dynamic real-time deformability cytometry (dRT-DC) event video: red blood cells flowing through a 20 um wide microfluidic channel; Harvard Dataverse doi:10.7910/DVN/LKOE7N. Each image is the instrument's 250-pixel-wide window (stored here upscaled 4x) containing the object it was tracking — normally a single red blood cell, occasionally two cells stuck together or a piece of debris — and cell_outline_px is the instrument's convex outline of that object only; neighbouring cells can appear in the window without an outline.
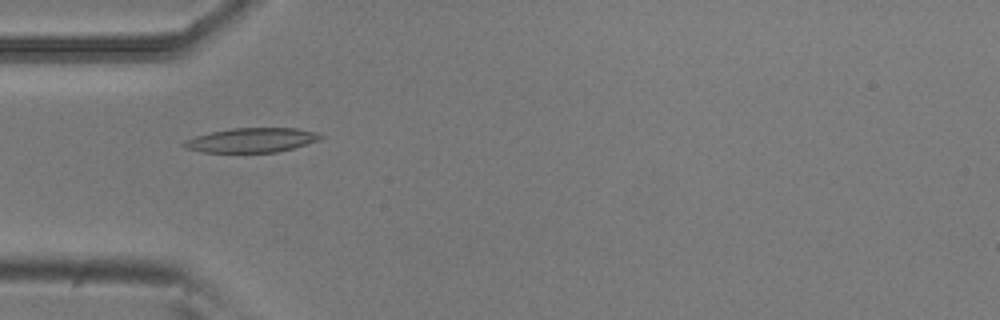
{"species": "common noctule bat (a hibernating species)", "species_latin": "Nyctalus noctula", "temperature_condition": "room temperature", "stored_images_in_passage": 46, "camera_frame_rate_fps": 3000, "um_per_image_px": 0.085, "animal": {"sex": "male", "body_mass_g": 20.5, "forearm_length_mm": 52.5}, "frame": {"image": 1, "passage_image": 9, "time_ms": 2.667, "image_size_px": [1000, 320], "cell_outline_px": [[324, 136], [320, 140], [292, 148], [276, 152], [204, 152], [184, 148], [180, 144], [184, 140], [196, 136], [212, 132], [232, 128], [296, 128], [316, 132]], "centroid_in_image_um": [21.37, 11.91], "position_along_channel_um": 63.6, "area_um2": 19.36}}
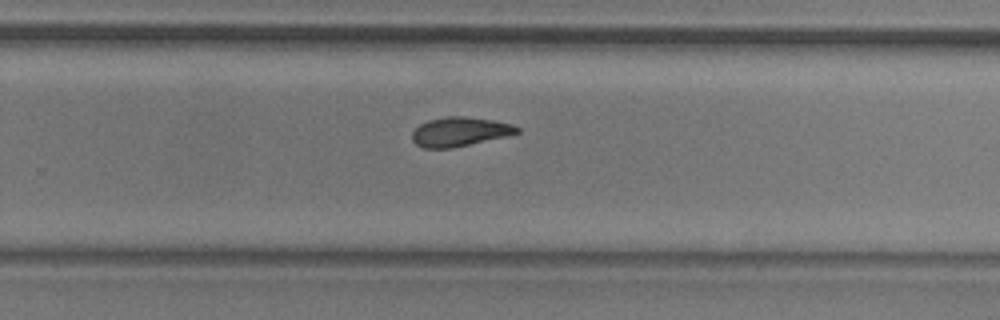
{"frame": {"image": 2, "passage_image": 27, "time_ms": 8.667, "image_size_px": [1000, 320], "cell_outline_px": [[520, 132], [504, 136], [452, 148], [424, 148], [416, 144], [412, 140], [412, 132], [420, 124], [428, 120], [448, 116], [468, 116], [492, 120], [512, 124], [520, 128]], "centroid_in_image_um": [39.05, 11.18], "position_along_channel_um": 290.7, "area_um2": 17.69}}
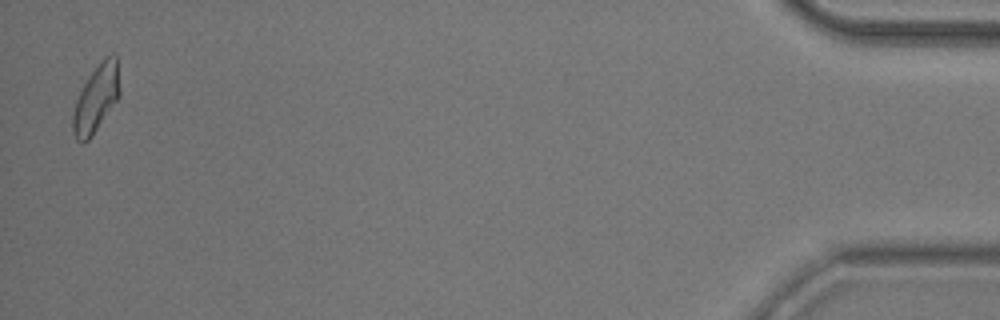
{"frame": {"image": 3, "passage_image": 45, "time_ms": 14.667, "image_size_px": [1000, 320], "cell_outline_px": [[120, 96], [92, 136], [84, 144], [80, 144], [76, 140], [72, 132], [72, 116], [76, 100], [84, 84], [92, 72], [104, 56], [112, 52], [116, 56], [120, 92]], "centroid_in_image_um": [8.16, 8.41], "position_along_channel_um": 427.0, "area_um2": 18.44}, "authors_computed_cell_mechanics": {"area_um2": 18.207, "velocity_mm_per_s": 3.7855, "shape_relaxation_time_tau1_ms": 6.3925, "shape_relaxation_time_tau2_ms": 5.4932, "deformation_change_tau1": 0.1701, "deformation_change_tau2": 0.1372}}